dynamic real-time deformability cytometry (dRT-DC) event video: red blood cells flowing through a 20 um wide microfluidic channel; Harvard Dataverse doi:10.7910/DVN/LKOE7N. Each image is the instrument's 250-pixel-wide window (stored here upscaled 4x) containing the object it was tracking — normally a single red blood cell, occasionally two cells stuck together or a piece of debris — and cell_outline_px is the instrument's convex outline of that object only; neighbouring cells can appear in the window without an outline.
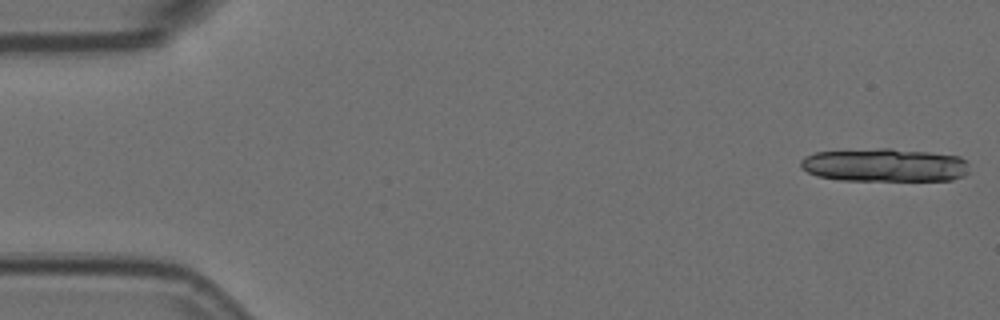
{"species": "Egyptian fruit bat (a non-hibernating species)", "species_latin": "Rousettus aegyptiacus", "temperature_condition": "room temperature", "stored_images_in_passage": 15, "camera_frame_rate_fps": 3000, "um_per_image_px": 0.085, "animal": {"sex": "female"}, "frame": {"image": 1, "passage_image": 1, "time_ms": 0.0, "image_size_px": [1000, 320], "cell_outline_px": [[968, 172], [964, 176], [952, 180], [840, 180], [816, 176], [800, 168], [800, 160], [804, 156], [816, 152], [876, 148], [892, 148], [928, 152], [960, 156], [968, 164]], "centroid_in_image_um": [75.17, 14.03], "position_along_channel_um": 9.8, "area_um2": 32.95}}